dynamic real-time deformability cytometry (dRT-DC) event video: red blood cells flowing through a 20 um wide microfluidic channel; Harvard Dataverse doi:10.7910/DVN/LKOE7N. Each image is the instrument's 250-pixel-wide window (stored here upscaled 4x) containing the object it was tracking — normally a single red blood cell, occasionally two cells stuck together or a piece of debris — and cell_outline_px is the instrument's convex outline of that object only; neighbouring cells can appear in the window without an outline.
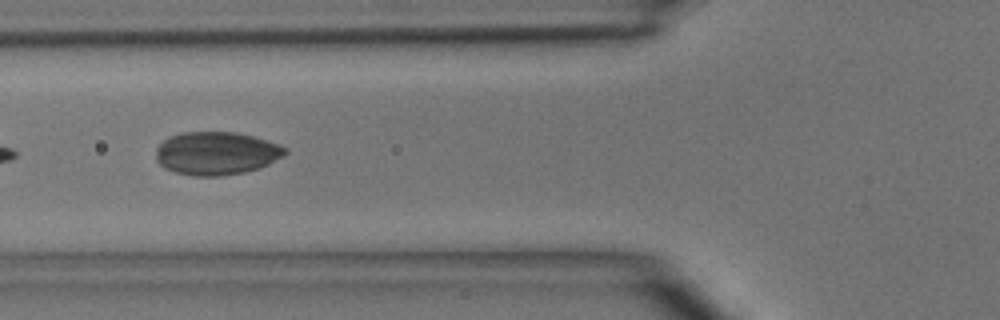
{"species": "common noctule bat (a hibernating species)", "species_latin": "Nyctalus noctula", "temperature_condition": "room temperature", "stored_images_in_passage": 6, "camera_frame_rate_fps": 3000, "um_per_image_px": 0.085, "animal": {"sex": "male", "body_mass_g": 15.6}, "frame": {"image": 1, "passage_image": 5, "time_ms": 4.667, "image_size_px": [1000, 320], "cell_outline_px": [[288, 152], [284, 156], [260, 168], [244, 172], [220, 176], [192, 176], [176, 172], [164, 168], [156, 160], [156, 148], [168, 136], [180, 132], [236, 132], [252, 136], [280, 144], [288, 148]], "centroid_in_image_um": [18.4, 13.03], "position_along_channel_um": 107.4, "area_um2": 32.71}}